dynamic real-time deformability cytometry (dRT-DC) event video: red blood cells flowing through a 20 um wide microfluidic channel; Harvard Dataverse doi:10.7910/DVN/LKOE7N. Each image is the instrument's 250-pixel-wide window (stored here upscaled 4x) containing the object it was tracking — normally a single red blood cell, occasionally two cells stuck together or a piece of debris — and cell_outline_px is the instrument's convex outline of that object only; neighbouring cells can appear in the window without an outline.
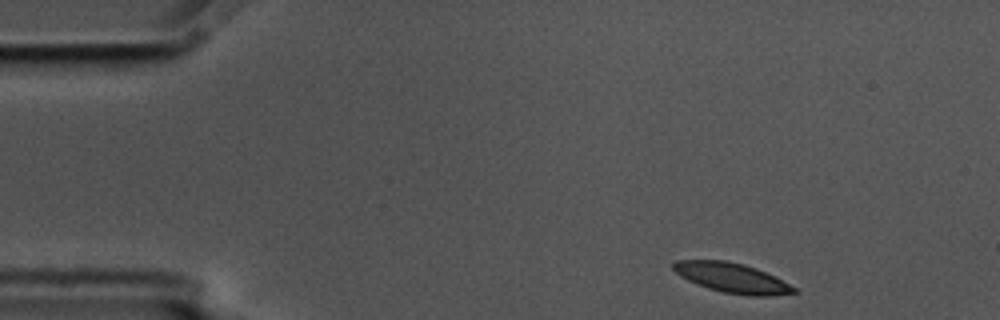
{"species": "common noctule bat (a hibernating species)", "species_latin": "Nyctalus noctula", "temperature_condition": "cold", "stored_images_in_passage": 9, "camera_frame_rate_fps": 3000, "um_per_image_px": 0.085, "animal": {"sex": "male", "body_mass_g": 17.5, "forearm_length_mm": 52.3}, "frame": {"image": 1, "passage_image": 1, "time_ms": 0.0, "image_size_px": [1000, 320], "cell_outline_px": [[796, 292], [772, 296], [752, 296], [724, 292], [708, 288], [688, 280], [680, 276], [672, 268], [672, 264], [676, 260], [724, 260], [744, 264], [756, 268], [796, 288]], "centroid_in_image_um": [62.18, 23.61], "position_along_channel_um": 22.8, "area_um2": 20.58}}
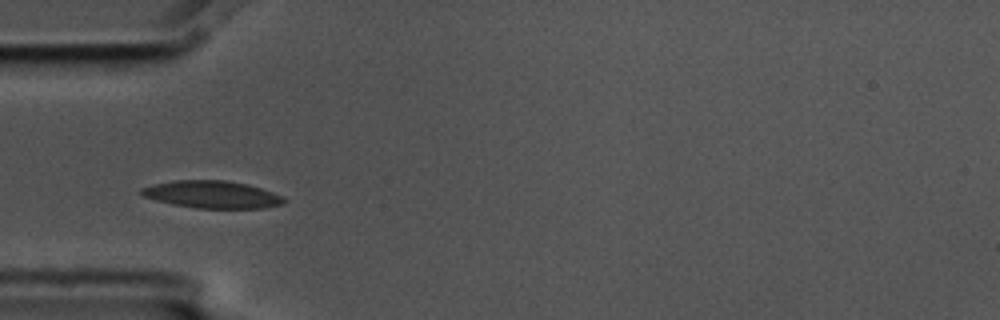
{"frame": {"image": 2, "passage_image": 4, "time_ms": 1.0, "image_size_px": [1000, 320], "cell_outline_px": [[284, 204], [264, 208], [196, 208], [172, 204], [156, 200], [144, 196], [136, 192], [140, 188], [152, 184], [176, 180], [224, 180], [248, 184], [284, 196]], "centroid_in_image_um": [18.0, 16.53], "position_along_channel_um": 67.0, "area_um2": 22.83}}